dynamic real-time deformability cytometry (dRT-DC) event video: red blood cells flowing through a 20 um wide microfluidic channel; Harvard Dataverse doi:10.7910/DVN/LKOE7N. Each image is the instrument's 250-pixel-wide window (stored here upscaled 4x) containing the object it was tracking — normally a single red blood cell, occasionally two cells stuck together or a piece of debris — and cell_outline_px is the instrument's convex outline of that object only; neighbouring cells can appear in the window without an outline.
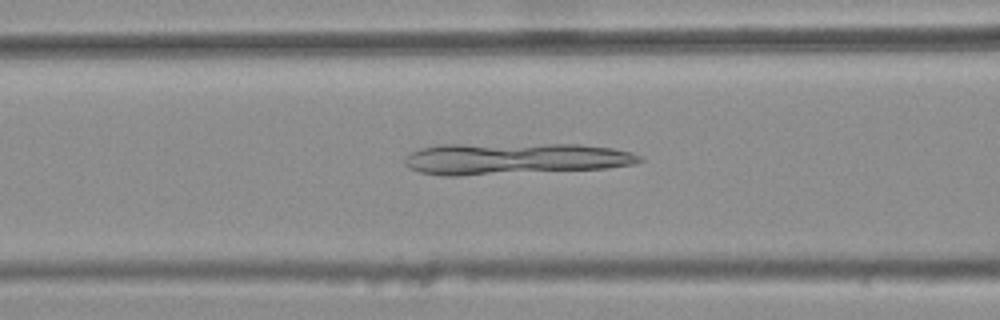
{"species": "common noctule bat (a hibernating species)", "species_latin": "Nyctalus noctula", "temperature_condition": "warm", "stored_images_in_passage": 35, "camera_frame_rate_fps": 3000, "um_per_image_px": 0.085, "animal": {"sex": "female", "body_mass_g": 25.1}, "frame": {"image": 1, "passage_image": 13, "time_ms": 4.0, "image_size_px": [1000, 320], "cell_outline_px": [[644, 160], [632, 164], [608, 168], [460, 176], [444, 176], [420, 172], [404, 164], [404, 160], [412, 152], [420, 148], [436, 144], [580, 144], [612, 148], [632, 152], [640, 156]], "centroid_in_image_um": [43.74, 13.48], "position_along_channel_um": 122.9, "area_um2": 43.41}}
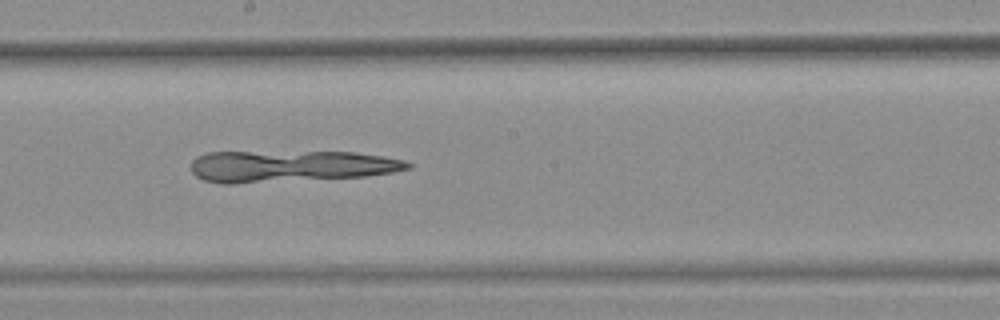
{"frame": {"image": 2, "passage_image": 21, "time_ms": 6.667, "image_size_px": [1000, 320], "cell_outline_px": [[412, 168], [392, 172], [364, 176], [236, 184], [220, 184], [204, 180], [196, 176], [192, 172], [192, 160], [196, 156], [208, 152], [356, 152], [384, 156], [404, 160], [412, 164]], "centroid_in_image_um": [24.66, 14.13], "position_along_channel_um": 223.5, "area_um2": 40.06}}
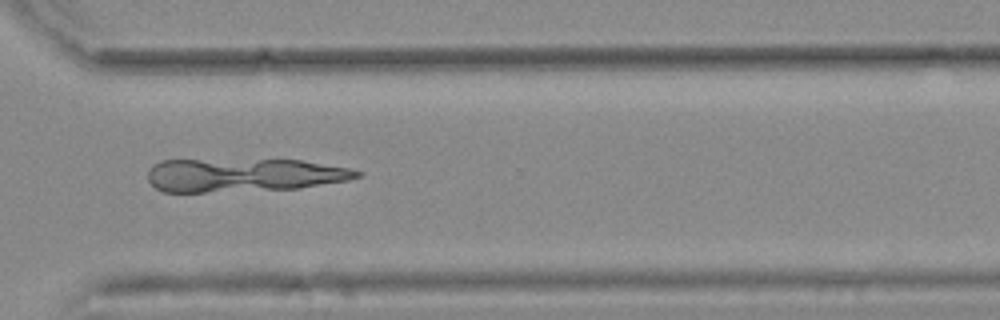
{"frame": {"image": 3, "passage_image": 31, "time_ms": 10.0, "image_size_px": [1000, 320], "cell_outline_px": [[364, 172], [360, 176], [348, 180], [300, 188], [204, 192], [164, 192], [156, 188], [148, 180], [148, 172], [152, 164], [160, 160], [300, 160], [348, 168]], "centroid_in_image_um": [20.68, 14.88], "position_along_channel_um": 349.9, "area_um2": 40.58}}